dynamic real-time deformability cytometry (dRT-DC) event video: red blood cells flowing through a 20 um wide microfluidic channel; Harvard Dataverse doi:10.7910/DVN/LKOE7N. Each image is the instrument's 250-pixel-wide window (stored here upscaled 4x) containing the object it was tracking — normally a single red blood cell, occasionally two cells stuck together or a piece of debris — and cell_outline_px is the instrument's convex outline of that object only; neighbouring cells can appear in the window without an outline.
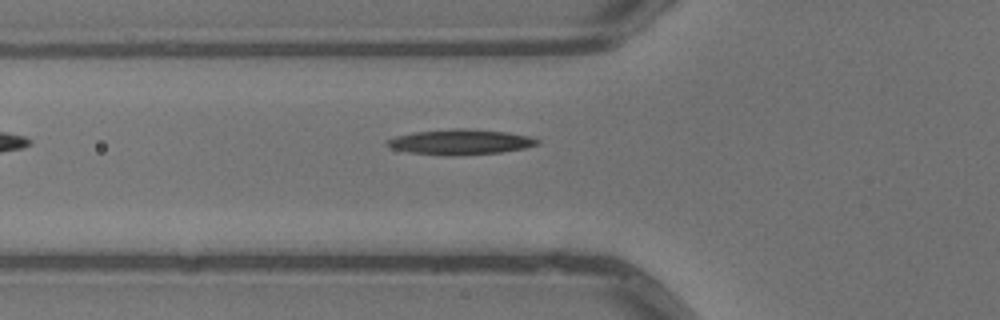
{"species": "common noctule bat (a hibernating species)", "species_latin": "Nyctalus noctula", "temperature_condition": "warm", "stored_images_in_passage": 6, "camera_frame_rate_fps": 3000, "um_per_image_px": 0.085, "animal": {"sex": "male", "body_mass_g": 13.3}, "frame": {"image": 1, "passage_image": 6, "time_ms": 1.667, "image_size_px": [1000, 320], "cell_outline_px": [[540, 144], [524, 148], [500, 152], [452, 156], [444, 156], [408, 152], [392, 148], [384, 144], [384, 140], [396, 136], [412, 132], [452, 128], [468, 128], [504, 132], [528, 136], [540, 140]], "centroid_in_image_um": [39.07, 12.06], "position_along_channel_um": 86.7, "area_um2": 22.31}}